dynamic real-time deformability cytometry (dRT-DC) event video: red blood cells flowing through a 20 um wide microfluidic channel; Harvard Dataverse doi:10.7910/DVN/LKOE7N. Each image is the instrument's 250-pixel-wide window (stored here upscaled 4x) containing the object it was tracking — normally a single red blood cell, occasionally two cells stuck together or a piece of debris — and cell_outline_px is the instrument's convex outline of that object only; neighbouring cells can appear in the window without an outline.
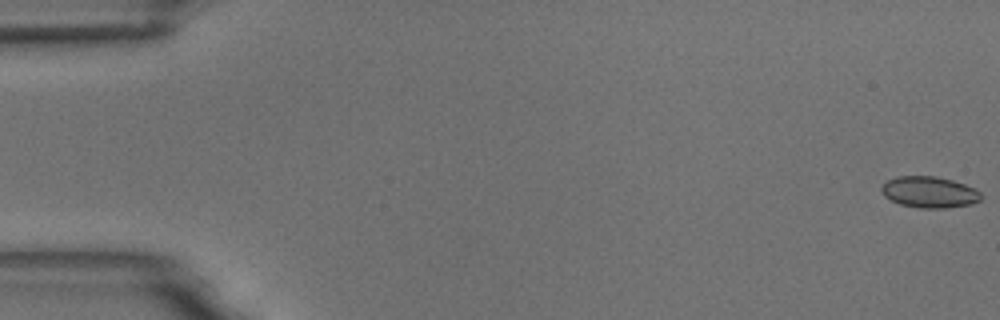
{"species": "common noctule bat (a hibernating species)", "species_latin": "Nyctalus noctula", "temperature_condition": "room temperature", "stored_images_in_passage": 10, "camera_frame_rate_fps": 3000, "um_per_image_px": 0.085, "animal": {"sex": "male", "body_mass_g": 18.8}, "frame": {"image": 1, "passage_image": 1, "time_ms": 0.0, "image_size_px": [1000, 320], "cell_outline_px": [[980, 200], [972, 204], [944, 208], [920, 208], [900, 204], [884, 196], [880, 188], [888, 180], [900, 176], [936, 176], [952, 180], [976, 188], [980, 192]], "centroid_in_image_um": [79.01, 16.33], "position_along_channel_um": 6.0, "area_um2": 18.03}}